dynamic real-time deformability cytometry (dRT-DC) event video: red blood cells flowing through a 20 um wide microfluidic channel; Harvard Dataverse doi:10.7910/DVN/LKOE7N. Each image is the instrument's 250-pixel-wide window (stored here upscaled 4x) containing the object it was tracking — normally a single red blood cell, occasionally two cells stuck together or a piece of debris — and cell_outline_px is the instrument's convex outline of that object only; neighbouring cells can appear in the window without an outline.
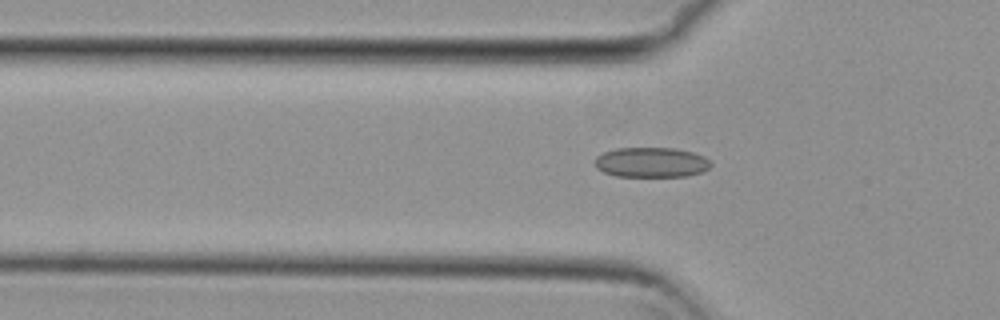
{"species": "common noctule bat (a hibernating species)", "species_latin": "Nyctalus noctula", "temperature_condition": "cold", "stored_images_in_passage": 45, "camera_frame_rate_fps": 3000, "um_per_image_px": 0.085, "animal": {"sex": "female", "body_mass_g": 29.2, "forearm_length_mm": 56.3}, "frame": {"image": 1, "passage_image": 8, "time_ms": 2.333, "image_size_px": [1000, 320], "cell_outline_px": [[712, 164], [708, 168], [700, 172], [688, 176], [616, 176], [604, 172], [596, 168], [596, 156], [604, 152], [616, 148], [676, 148], [692, 152], [704, 156]], "centroid_in_image_um": [55.35, 13.79], "position_along_channel_um": 70.4, "area_um2": 20.17}}
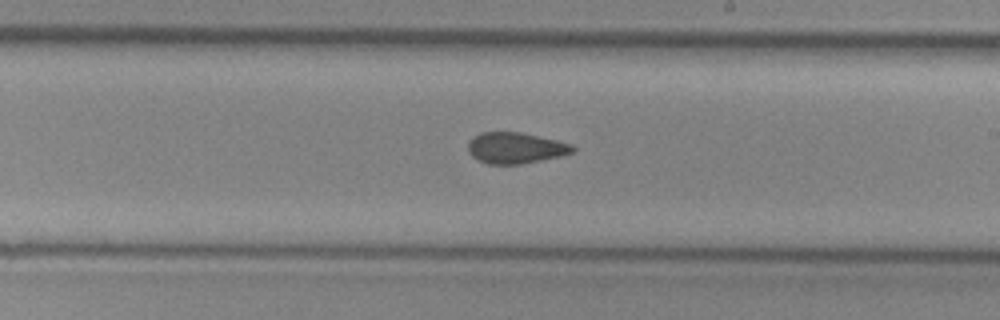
{"frame": {"image": 2, "passage_image": 22, "time_ms": 7.0, "image_size_px": [1000, 320], "cell_outline_px": [[576, 152], [560, 156], [520, 164], [488, 164], [472, 156], [468, 152], [468, 140], [472, 136], [480, 132], [520, 132], [556, 140], [572, 144], [576, 148]], "centroid_in_image_um": [43.81, 12.57], "position_along_channel_um": 245.2, "area_um2": 19.02}}
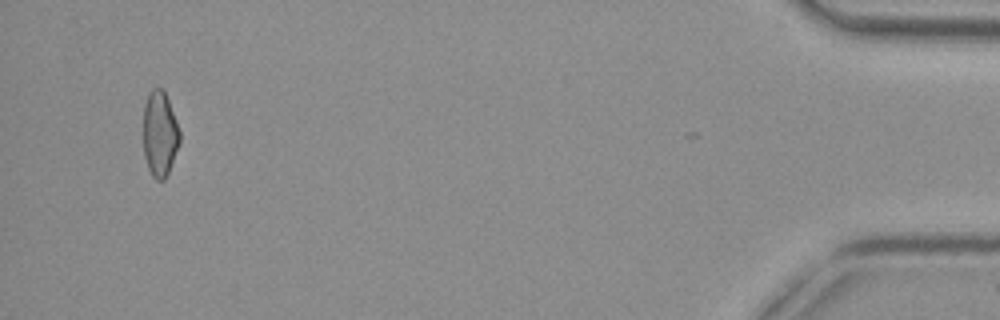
{"frame": {"image": 3, "passage_image": 43, "time_ms": 14.0, "image_size_px": [1000, 320], "cell_outline_px": [[180, 144], [168, 172], [164, 180], [156, 180], [152, 176], [148, 168], [144, 156], [144, 104], [148, 92], [152, 88], [164, 88], [176, 120], [180, 132]], "centroid_in_image_um": [13.58, 11.36], "position_along_channel_um": 421.6, "area_um2": 18.26}, "authors_computed_cell_mechanics": {"area_um2": 19.3052, "velocity_mm_per_s": 3.733, "shape_relaxation_time_tau1_ms": null, "shape_relaxation_time_tau2_ms": 2.3833, "deformation_change_tau1": null, "deformation_change_tau2": 0.0783}}